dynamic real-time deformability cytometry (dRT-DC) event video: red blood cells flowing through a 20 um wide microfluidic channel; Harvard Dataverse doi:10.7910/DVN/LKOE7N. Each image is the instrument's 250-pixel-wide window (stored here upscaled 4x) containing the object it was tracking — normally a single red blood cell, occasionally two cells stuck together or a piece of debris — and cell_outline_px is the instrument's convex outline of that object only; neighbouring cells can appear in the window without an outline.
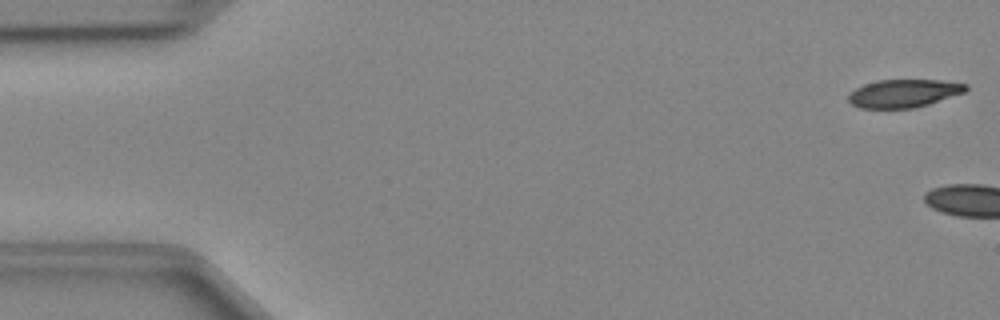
{"species": "Egyptian fruit bat (a non-hibernating species)", "species_latin": "Rousettus aegyptiacus", "temperature_condition": "cold", "stored_images_in_passage": 4, "camera_frame_rate_fps": 3000, "um_per_image_px": 0.085, "animal": {"sex": "female"}, "frame": {"image": 1, "passage_image": 1, "time_ms": 0.0, "image_size_px": [1000, 320], "cell_outline_px": [[968, 88], [964, 92], [916, 108], [860, 108], [852, 104], [848, 100], [848, 96], [856, 88], [864, 84], [876, 80], [940, 80], [968, 84]], "centroid_in_image_um": [76.81, 7.93], "position_along_channel_um": 8.2, "area_um2": 19.07}}